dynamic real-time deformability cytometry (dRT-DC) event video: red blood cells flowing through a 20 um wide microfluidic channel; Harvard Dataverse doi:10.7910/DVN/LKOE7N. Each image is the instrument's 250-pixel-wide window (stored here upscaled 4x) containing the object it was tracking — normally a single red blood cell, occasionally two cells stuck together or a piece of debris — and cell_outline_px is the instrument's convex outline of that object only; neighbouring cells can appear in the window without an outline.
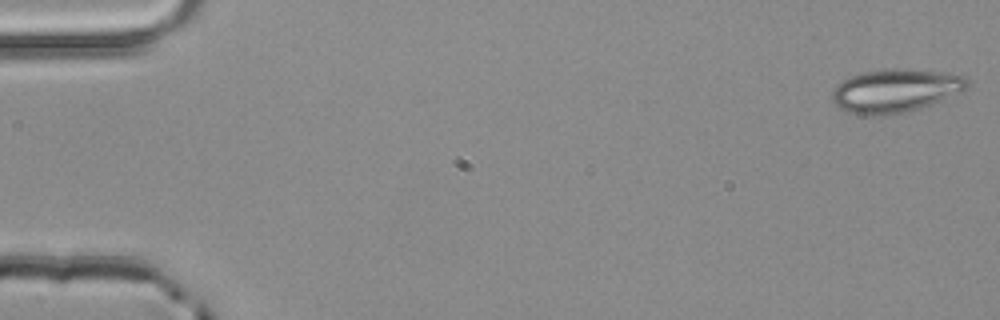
{"species": "common noctule bat (a hibernating species)", "species_latin": "Nyctalus noctula", "temperature_condition": "room temperature", "stored_images_in_passage": 4, "camera_frame_rate_fps": 3000, "um_per_image_px": 0.085, "animal": {"sex": "male", "body_mass_g": 20.4}, "frame": {"image": 1, "passage_image": 1, "time_ms": 0.0, "image_size_px": [1000, 320], "cell_outline_px": [[972, 80], [968, 88], [960, 92], [920, 108], [908, 112], [884, 116], [864, 116], [848, 112], [840, 108], [832, 100], [832, 88], [836, 84], [852, 76], [864, 72], [892, 68], [896, 68], [940, 72], [964, 76]], "centroid_in_image_um": [76.1, 7.72], "position_along_channel_um": 8.9, "area_um2": 34.28}}